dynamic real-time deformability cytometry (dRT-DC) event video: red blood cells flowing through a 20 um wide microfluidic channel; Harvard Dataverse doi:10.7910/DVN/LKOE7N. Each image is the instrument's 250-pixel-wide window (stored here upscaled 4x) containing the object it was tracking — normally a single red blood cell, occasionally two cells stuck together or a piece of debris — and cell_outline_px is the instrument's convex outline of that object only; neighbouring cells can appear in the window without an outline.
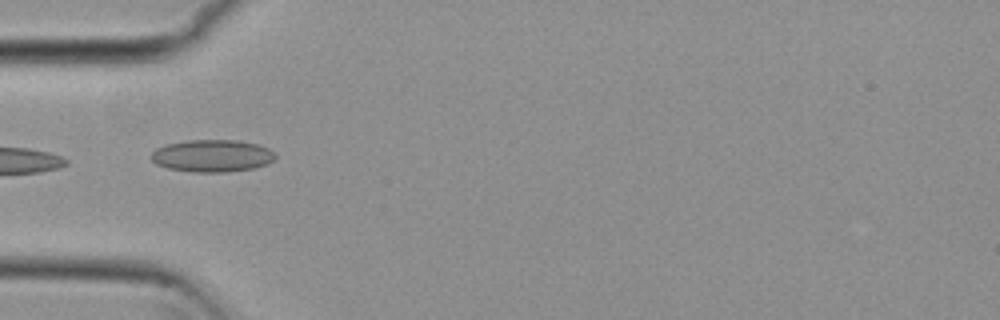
{"species": "common noctule bat (a hibernating species)", "species_latin": "Nyctalus noctula", "temperature_condition": "cold", "stored_images_in_passage": 24, "camera_frame_rate_fps": 3000, "um_per_image_px": 0.085, "animal": {"sex": "female", "body_mass_g": 29.2, "forearm_length_mm": 56.3}, "frame": {"image": 1, "passage_image": 1, "time_ms": 0.0, "image_size_px": [1000, 320], "cell_outline_px": [[276, 156], [268, 164], [252, 168], [228, 172], [196, 172], [168, 168], [156, 164], [152, 160], [152, 152], [156, 148], [164, 144], [188, 140], [236, 140], [260, 144], [268, 148]], "centroid_in_image_um": [18.03, 13.23], "position_along_channel_um": 67.0, "area_um2": 23.35}}